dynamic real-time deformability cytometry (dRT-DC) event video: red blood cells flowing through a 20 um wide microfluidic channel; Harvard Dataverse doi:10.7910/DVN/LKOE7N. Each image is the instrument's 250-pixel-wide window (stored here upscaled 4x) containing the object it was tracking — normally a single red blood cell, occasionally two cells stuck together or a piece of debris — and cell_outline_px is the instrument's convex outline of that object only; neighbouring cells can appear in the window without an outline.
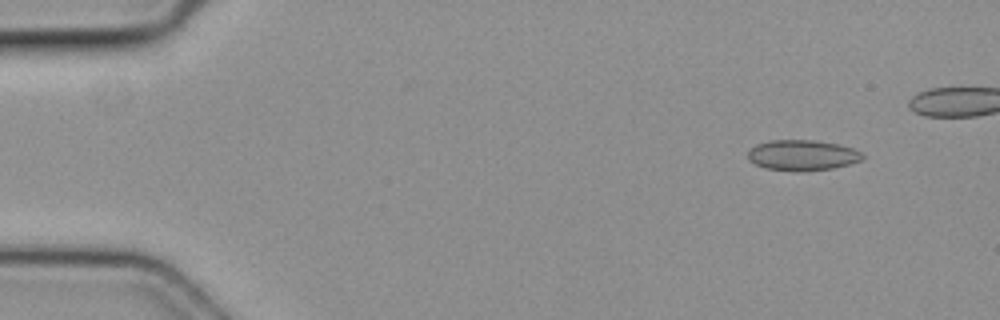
{"species": "common noctule bat (a hibernating species)", "species_latin": "Nyctalus noctula", "temperature_condition": "cold", "stored_images_in_passage": 5, "camera_frame_rate_fps": 3000, "um_per_image_px": 0.085, "animal": {"sex": "female", "body_mass_g": 19.3, "forearm_length_mm": 54.1}, "frame": {"image": 1, "passage_image": 2, "time_ms": 0.333, "image_size_px": [1000, 320], "cell_outline_px": [[864, 160], [832, 168], [804, 172], [796, 172], [764, 168], [748, 160], [748, 152], [756, 144], [768, 140], [812, 140], [836, 144], [852, 148], [860, 152], [864, 156]], "centroid_in_image_um": [68.18, 13.21], "position_along_channel_um": 16.8, "area_um2": 20.52}}